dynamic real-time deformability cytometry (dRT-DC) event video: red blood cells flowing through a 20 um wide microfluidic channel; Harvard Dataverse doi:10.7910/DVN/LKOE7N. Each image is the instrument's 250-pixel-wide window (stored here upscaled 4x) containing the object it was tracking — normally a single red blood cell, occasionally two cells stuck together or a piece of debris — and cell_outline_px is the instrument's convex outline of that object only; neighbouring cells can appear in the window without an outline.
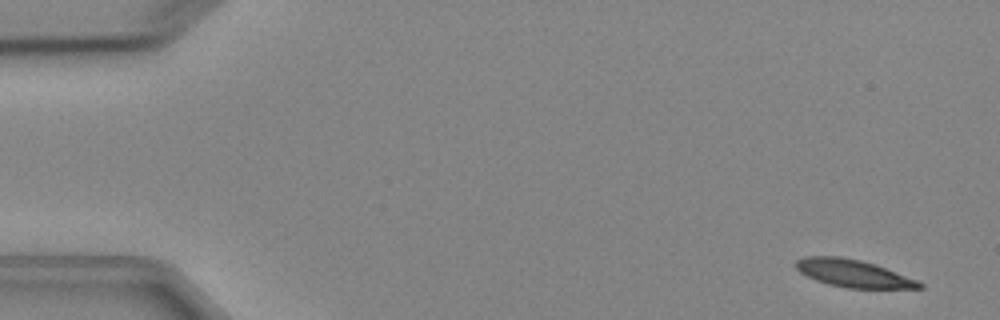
{"species": "Egyptian fruit bat (a non-hibernating species)", "species_latin": "Rousettus aegyptiacus", "temperature_condition": "cold", "stored_images_in_passage": 5, "camera_frame_rate_fps": 3000, "um_per_image_px": 0.085, "animal": {"sex": "female"}, "frame": {"image": 1, "passage_image": 1, "time_ms": 0.0, "image_size_px": [1000, 320], "cell_outline_px": [[924, 288], [848, 288], [828, 284], [816, 280], [800, 272], [796, 268], [796, 260], [804, 256], [840, 256], [860, 260], [876, 264], [920, 280], [924, 284]], "centroid_in_image_um": [72.58, 23.23], "position_along_channel_um": 12.4, "area_um2": 19.94}}
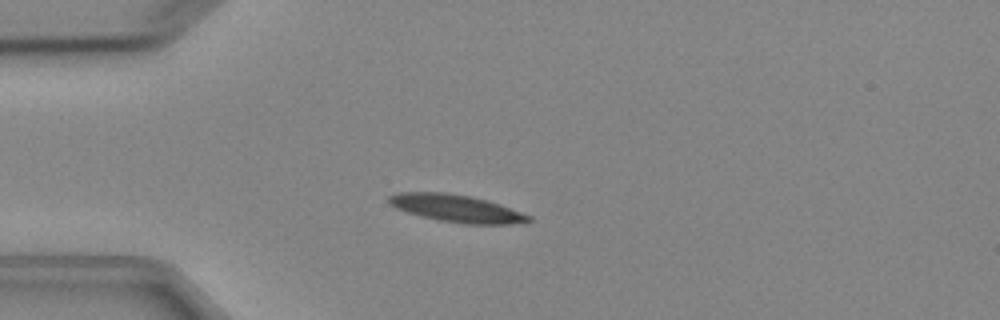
{"frame": {"image": 2, "passage_image": 4, "time_ms": 3.667, "image_size_px": [1000, 320], "cell_outline_px": [[532, 220], [508, 224], [464, 224], [436, 220], [420, 216], [396, 208], [388, 204], [388, 196], [396, 192], [444, 192], [468, 196], [500, 204], [532, 216]], "centroid_in_image_um": [38.74, 17.71], "position_along_channel_um": 46.3, "area_um2": 22.25}}